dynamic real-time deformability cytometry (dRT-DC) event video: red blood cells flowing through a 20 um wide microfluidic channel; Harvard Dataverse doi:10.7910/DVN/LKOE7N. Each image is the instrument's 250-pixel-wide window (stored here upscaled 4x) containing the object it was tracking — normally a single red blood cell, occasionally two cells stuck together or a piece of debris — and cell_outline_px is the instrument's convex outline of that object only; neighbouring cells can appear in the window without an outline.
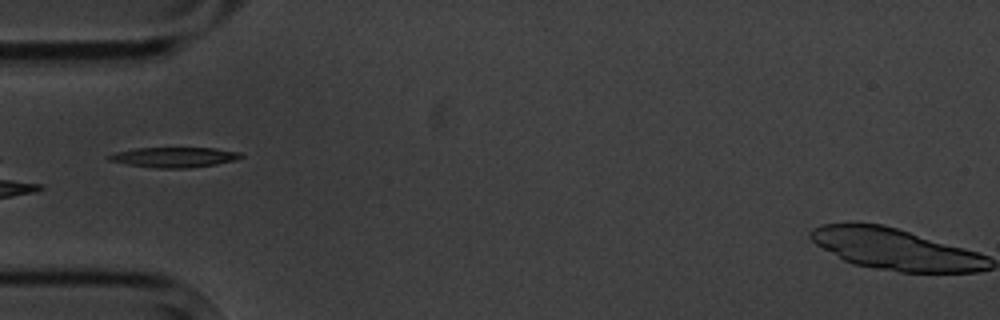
{"species": "common noctule bat (a hibernating species)", "species_latin": "Nyctalus noctula", "temperature_condition": "cold", "stored_images_in_passage": 14, "camera_frame_rate_fps": 3000, "um_per_image_px": 0.085, "animal": {"sex": "male", "body_mass_g": 20.1, "forearm_length_mm": 53.5}, "frame": {"image": 1, "passage_image": 3, "time_ms": 2.333, "image_size_px": [1000, 320], "cell_outline_px": [[244, 156], [236, 160], [216, 164], [188, 168], [156, 168], [128, 164], [108, 160], [104, 156], [116, 152], [136, 148], [216, 148], [240, 152]], "centroid_in_image_um": [14.81, 13.36], "position_along_channel_um": 70.2, "area_um2": 15.49}}
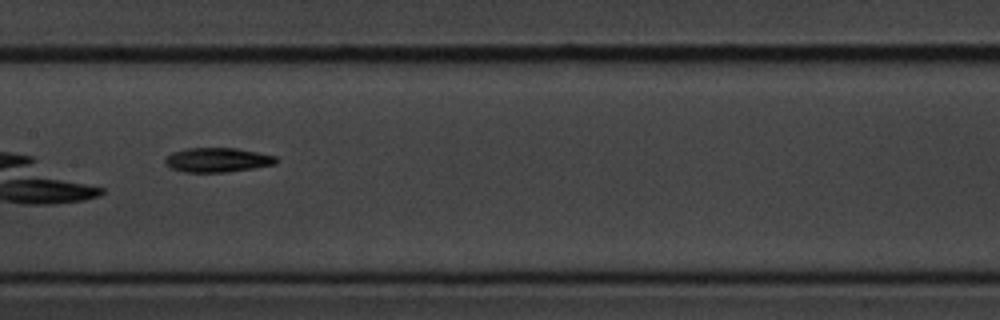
{"frame": {"image": 2, "passage_image": 6, "time_ms": 5.667, "image_size_px": [1000, 320], "cell_outline_px": [[276, 164], [252, 168], [224, 172], [184, 172], [172, 168], [164, 164], [164, 160], [172, 152], [188, 148], [236, 148], [276, 156]], "centroid_in_image_um": [18.45, 13.59], "position_along_channel_um": 188.9, "area_um2": 15.61}}
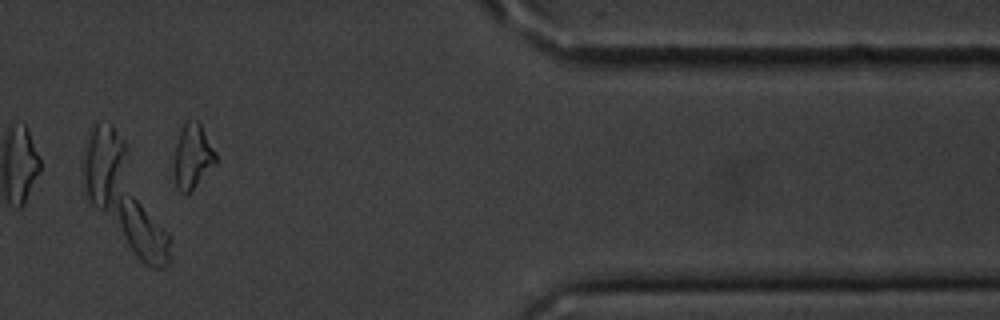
{"frame": {"image": 3, "passage_image": 11, "time_ms": 12.333, "image_size_px": [1000, 320], "cell_outline_px": [[216, 164], [188, 196], [184, 196], [176, 188], [176, 144], [180, 128], [188, 120], [196, 120], [200, 124], [216, 152]], "centroid_in_image_um": [16.4, 13.34], "position_along_channel_um": 395.0, "area_um2": 15.66}, "authors_computed_cell_mechanics": {"area_um2": 15.895, "velocity_mm_per_s": 3.5192, "shape_relaxation_time_tau1_ms": 2.5947, "shape_relaxation_time_tau2_ms": null, "deformation_change_tau1": 0.1243, "deformation_change_tau2": null}}